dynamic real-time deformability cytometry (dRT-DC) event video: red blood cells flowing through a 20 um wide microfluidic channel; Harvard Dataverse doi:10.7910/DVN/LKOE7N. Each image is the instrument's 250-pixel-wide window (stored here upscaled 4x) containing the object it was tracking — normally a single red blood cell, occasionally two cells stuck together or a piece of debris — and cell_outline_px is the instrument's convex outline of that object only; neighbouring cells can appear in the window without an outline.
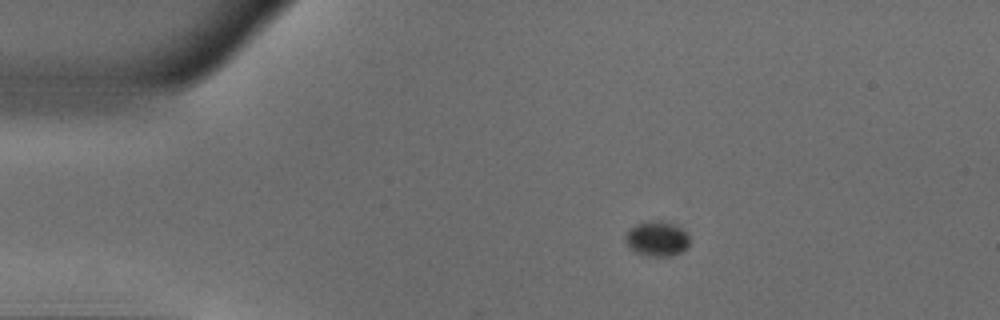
{"species": "common noctule bat (a hibernating species)", "species_latin": "Nyctalus noctula", "temperature_condition": "warm", "stored_images_in_passage": 13, "camera_frame_rate_fps": 3000, "um_per_image_px": 0.085, "animal": {"sex": "male", "body_mass_g": 18.8}, "frame": {"image": 1, "passage_image": 1, "time_ms": 0.0, "image_size_px": [1000, 320], "cell_outline_px": [[688, 248], [680, 252], [668, 256], [648, 256], [636, 252], [624, 240], [624, 236], [628, 228], [636, 224], [672, 224], [688, 232]], "centroid_in_image_um": [55.83, 20.35], "position_along_channel_um": 29.2, "area_um2": 12.43}}
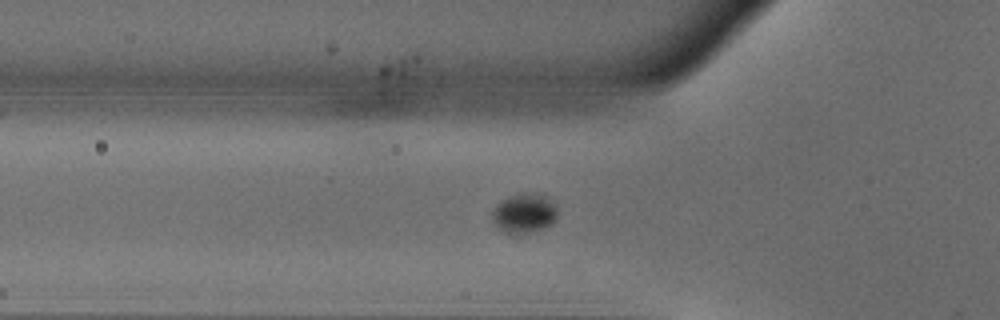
{"frame": {"image": 2, "passage_image": 9, "time_ms": 2.667, "image_size_px": [1000, 320], "cell_outline_px": [[556, 220], [552, 224], [544, 228], [532, 232], [504, 232], [492, 220], [492, 212], [496, 204], [508, 196], [544, 196], [556, 208]], "centroid_in_image_um": [44.53, 18.18], "position_along_channel_um": 81.3, "area_um2": 14.1}}
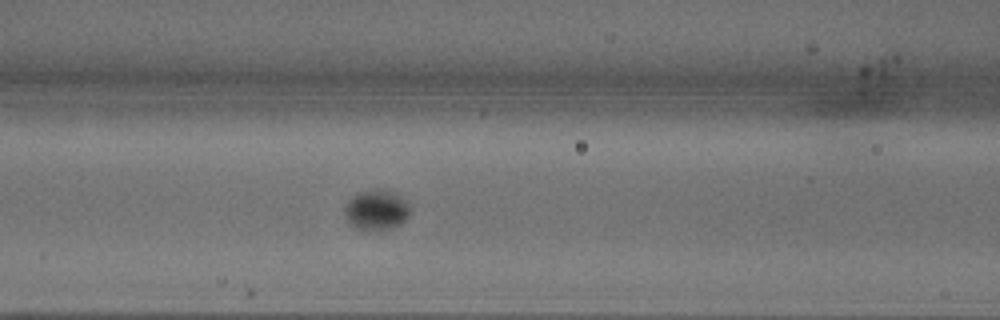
{"frame": {"image": 3, "passage_image": 13, "time_ms": 4.0, "image_size_px": [1000, 320], "cell_outline_px": [[408, 216], [400, 224], [392, 228], [376, 232], [368, 232], [356, 228], [344, 216], [344, 204], [352, 196], [368, 188], [380, 188], [400, 196], [408, 204]], "centroid_in_image_um": [31.94, 17.86], "position_along_channel_um": 134.7, "area_um2": 15.61}}